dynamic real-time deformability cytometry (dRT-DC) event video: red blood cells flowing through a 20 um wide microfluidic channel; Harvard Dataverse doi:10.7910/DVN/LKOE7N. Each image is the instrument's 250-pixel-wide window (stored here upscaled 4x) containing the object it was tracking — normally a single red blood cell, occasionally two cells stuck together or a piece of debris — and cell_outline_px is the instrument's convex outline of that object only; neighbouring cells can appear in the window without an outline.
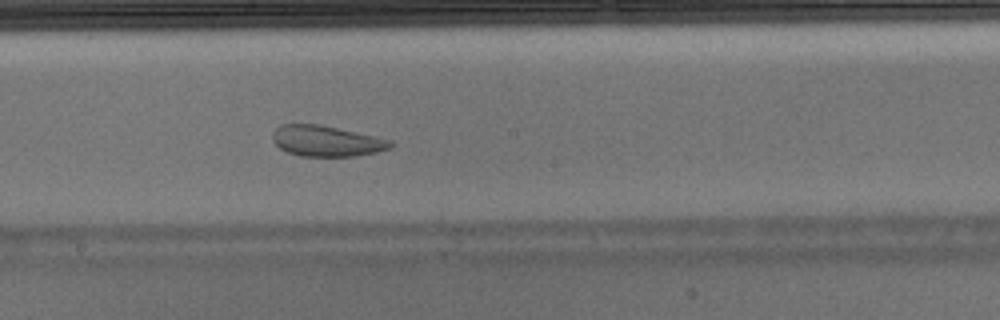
{"species": "Egyptian fruit bat (a non-hibernating species)", "species_latin": "Rousettus aegyptiacus", "temperature_condition": "warm", "stored_images_in_passage": 47, "camera_frame_rate_fps": 3000, "um_per_image_px": 0.085, "animal": {"sex": "male"}, "frame": {"image": 1, "passage_image": 24, "time_ms": 7.667, "image_size_px": [1000, 320], "cell_outline_px": [[396, 144], [392, 148], [376, 152], [356, 156], [300, 156], [288, 152], [280, 148], [272, 140], [272, 132], [280, 124], [320, 124], [376, 136], [392, 140]], "centroid_in_image_um": [27.78, 11.98], "position_along_channel_um": 220.4, "area_um2": 21.39}}
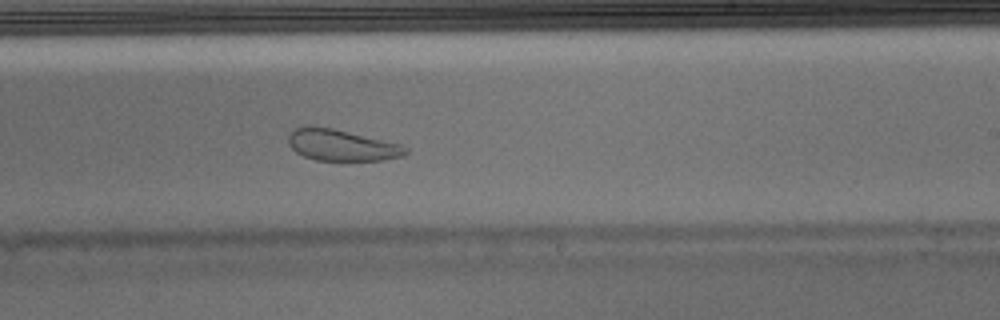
{"frame": {"image": 2, "passage_image": 27, "time_ms": 8.667, "image_size_px": [1000, 320], "cell_outline_px": [[408, 152], [400, 156], [380, 160], [316, 160], [304, 156], [296, 152], [288, 144], [288, 136], [296, 128], [304, 124], [312, 124], [332, 128], [400, 144], [408, 148]], "centroid_in_image_um": [28.97, 12.31], "position_along_channel_um": 260.0, "area_um2": 21.33}}
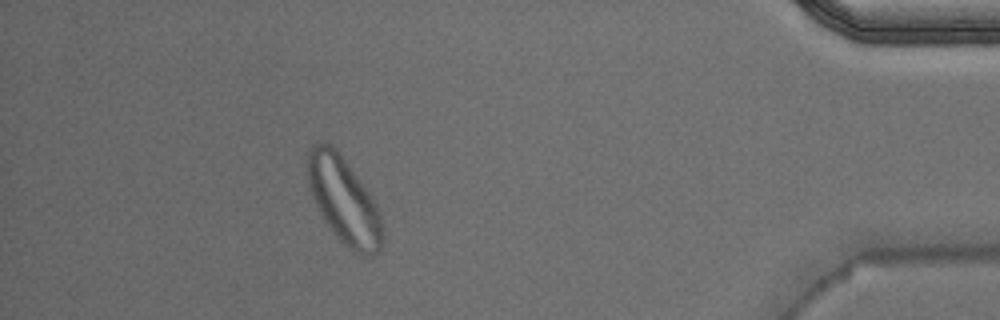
{"frame": {"image": 3, "passage_image": 42, "time_ms": 13.667, "image_size_px": [1000, 320], "cell_outline_px": [[384, 236], [380, 252], [372, 256], [364, 256], [356, 252], [340, 240], [324, 220], [308, 188], [308, 148], [312, 144], [324, 140], [332, 144], [368, 192], [376, 204], [380, 216], [384, 232]], "centroid_in_image_um": [29.23, 17.04], "position_along_channel_um": 406.0, "area_um2": 37.4}, "authors_computed_cell_mechanics": {"area_um2": 26.4724, "velocity_mm_per_s": 3.9616, "shape_relaxation_time_tau1_ms": null, "shape_relaxation_time_tau2_ms": 1.2858, "deformation_change_tau1": null, "deformation_change_tau2": 0.0785}}